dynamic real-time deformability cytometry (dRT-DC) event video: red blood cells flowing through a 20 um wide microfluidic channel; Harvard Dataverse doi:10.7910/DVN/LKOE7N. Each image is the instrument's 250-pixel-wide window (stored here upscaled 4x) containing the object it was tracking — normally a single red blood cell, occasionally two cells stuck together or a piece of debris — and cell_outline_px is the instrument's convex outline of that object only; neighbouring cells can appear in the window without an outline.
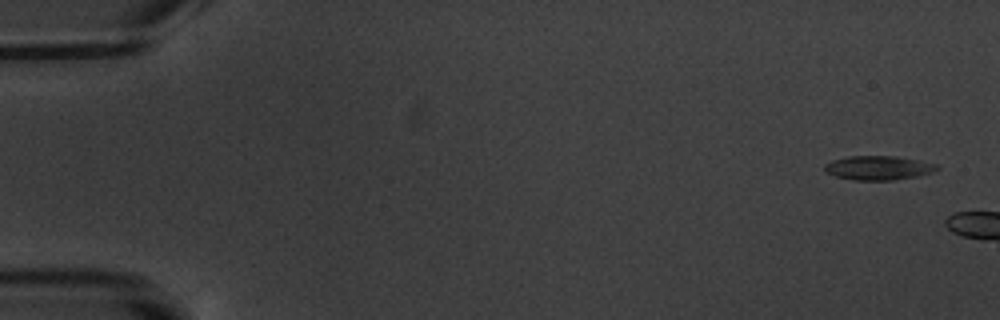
{"species": "common noctule bat (a hibernating species)", "species_latin": "Nyctalus noctula", "temperature_condition": "warm", "stored_images_in_passage": 2, "camera_frame_rate_fps": 3000, "um_per_image_px": 0.085, "animal": {"sex": "male", "body_mass_g": 20.1, "forearm_length_mm": 53.5}, "frame": {"image": 1, "passage_image": 1, "time_ms": 0.0, "image_size_px": [1000, 320], "cell_outline_px": [[940, 168], [932, 172], [916, 176], [892, 180], [856, 180], [836, 176], [828, 172], [824, 168], [824, 164], [832, 160], [848, 156], [896, 156], [936, 164]], "centroid_in_image_um": [74.65, 14.26], "position_along_channel_um": 10.4, "area_um2": 15.55}}